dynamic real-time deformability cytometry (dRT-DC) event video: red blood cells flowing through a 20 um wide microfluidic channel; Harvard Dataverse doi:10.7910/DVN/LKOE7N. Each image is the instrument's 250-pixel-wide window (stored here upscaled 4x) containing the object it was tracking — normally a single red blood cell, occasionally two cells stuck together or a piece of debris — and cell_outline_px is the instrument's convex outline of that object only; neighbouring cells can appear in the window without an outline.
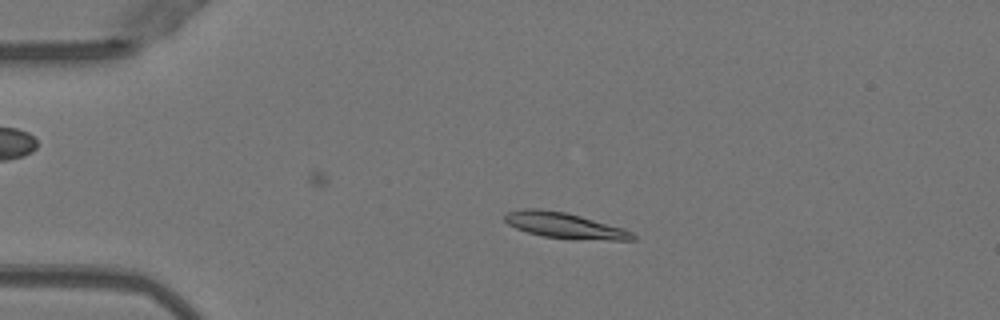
{"species": "Egyptian fruit bat (a non-hibernating species)", "species_latin": "Rousettus aegyptiacus", "temperature_condition": "warm", "stored_images_in_passage": 45, "camera_frame_rate_fps": 3000, "um_per_image_px": 0.085, "animal": {"sex": "female"}, "frame": {"image": 1, "passage_image": 11, "time_ms": 3.333, "image_size_px": [1000, 320], "cell_outline_px": [[636, 240], [572, 240], [544, 236], [528, 232], [516, 228], [508, 224], [504, 220], [504, 216], [508, 212], [524, 208], [540, 208], [568, 212], [624, 228], [632, 232], [636, 236]], "centroid_in_image_um": [48.03, 19.17], "position_along_channel_um": 37.0, "area_um2": 19.54}}
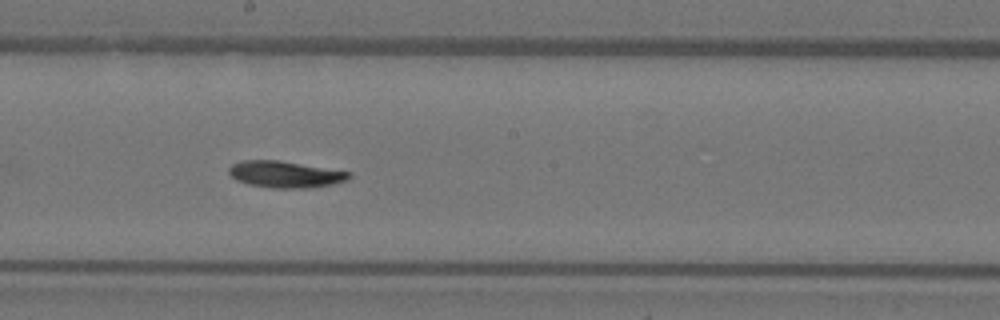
{"frame": {"image": 2, "passage_image": 28, "time_ms": 9.0, "image_size_px": [1000, 320], "cell_outline_px": [[352, 176], [348, 180], [332, 184], [312, 188], [272, 188], [248, 184], [236, 180], [228, 172], [228, 168], [232, 164], [240, 160], [276, 160], [352, 172]], "centroid_in_image_um": [24.24, 14.82], "position_along_channel_um": 224.0, "area_um2": 18.67}}
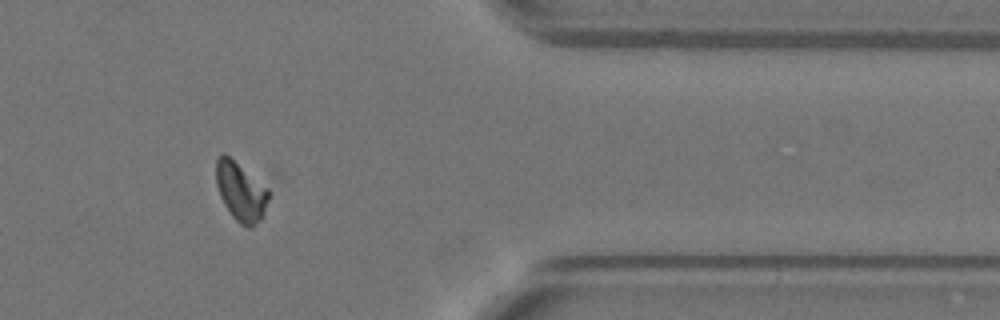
{"frame": {"image": 3, "passage_image": 42, "time_ms": 13.667, "image_size_px": [1000, 320], "cell_outline_px": [[268, 200], [264, 216], [252, 228], [248, 228], [240, 224], [232, 216], [224, 204], [220, 196], [216, 184], [216, 160], [220, 152], [224, 152], [268, 188]], "centroid_in_image_um": [20.45, 16.29], "position_along_channel_um": 390.9, "area_um2": 18.09}, "authors_computed_cell_mechanics": {"area_um2": 18.5538, "velocity_mm_per_s": 4.0099, "shape_relaxation_time_tau1_ms": 4.4982, "shape_relaxation_time_tau2_ms": null, "deformation_change_tau1": 0.1745, "deformation_change_tau2": null}}